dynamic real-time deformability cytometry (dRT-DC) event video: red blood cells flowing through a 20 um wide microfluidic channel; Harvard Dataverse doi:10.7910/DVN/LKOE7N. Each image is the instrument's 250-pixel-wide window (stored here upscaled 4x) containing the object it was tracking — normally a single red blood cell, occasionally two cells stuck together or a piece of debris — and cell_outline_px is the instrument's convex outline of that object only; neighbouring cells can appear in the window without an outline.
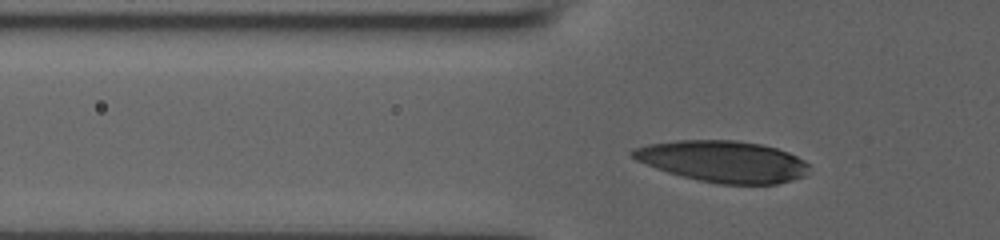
{"species": "human", "species_latin": "Homo sapiens", "temperature_condition": "room temperature", "stored_images_in_passage": 33, "camera_frame_rate_fps": 3000, "um_per_image_px": 0.085, "donor": {"sex": "male"}, "frame": {"image": 1, "passage_image": 8, "time_ms": 2.333, "image_size_px": [1000, 240], "cell_outline_px": [[808, 164], [804, 176], [792, 180], [776, 184], [716, 184], [680, 176], [656, 168], [636, 160], [628, 152], [632, 148], [648, 144], [676, 140], [736, 140], [760, 144], [776, 148], [788, 152], [804, 160]], "centroid_in_image_um": [61.41, 13.72], "position_along_channel_um": 64.4, "area_um2": 42.66}}
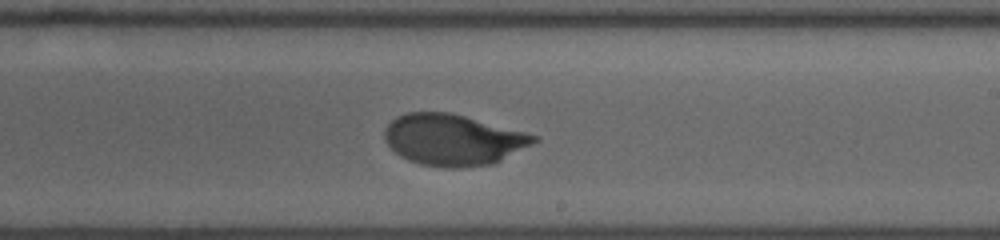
{"frame": {"image": 2, "passage_image": 22, "time_ms": 7.0, "image_size_px": [1000, 240], "cell_outline_px": [[540, 140], [496, 164], [456, 168], [444, 168], [420, 164], [408, 160], [400, 156], [384, 140], [384, 128], [396, 116], [404, 112], [448, 112], [464, 116], [540, 136]], "centroid_in_image_um": [38.52, 11.89], "position_along_channel_um": 250.5, "area_um2": 44.8}}
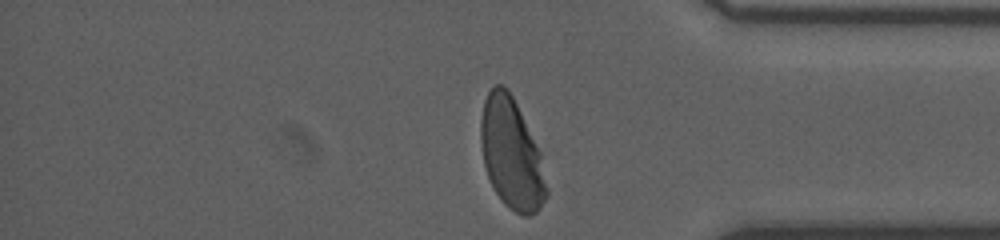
{"frame": {"image": 3, "passage_image": 33, "time_ms": 10.667, "image_size_px": [1000, 240], "cell_outline_px": [[548, 196], [540, 208], [536, 212], [528, 216], [524, 216], [508, 208], [504, 204], [496, 192], [488, 176], [484, 164], [480, 140], [480, 120], [484, 100], [488, 92], [496, 84], [504, 84], [508, 88], [540, 152], [548, 188]], "centroid_in_image_um": [43.47, 13.09], "position_along_channel_um": 391.7, "area_um2": 42.25}}